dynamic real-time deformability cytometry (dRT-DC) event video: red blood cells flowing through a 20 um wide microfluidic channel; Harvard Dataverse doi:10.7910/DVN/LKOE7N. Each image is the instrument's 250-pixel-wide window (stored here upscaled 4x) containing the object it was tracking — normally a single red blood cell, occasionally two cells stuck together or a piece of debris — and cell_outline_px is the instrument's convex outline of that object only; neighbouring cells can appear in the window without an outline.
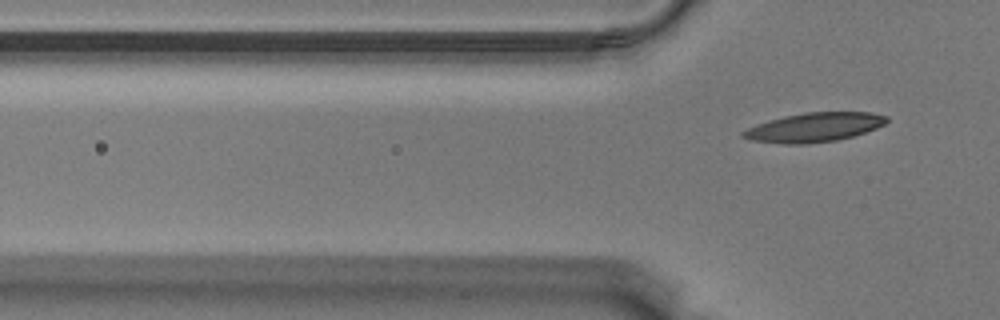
{"species": "Egyptian fruit bat (a non-hibernating species)", "species_latin": "Rousettus aegyptiacus", "temperature_condition": "warm", "stored_images_in_passage": 2, "camera_frame_rate_fps": 3000, "um_per_image_px": 0.085, "animal": {"sex": "male"}, "frame": {"image": 1, "passage_image": 2, "time_ms": 0.333, "image_size_px": [1000, 320], "cell_outline_px": [[888, 120], [884, 124], [876, 128], [852, 136], [836, 140], [808, 144], [784, 144], [752, 140], [740, 136], [740, 132], [756, 124], [768, 120], [784, 116], [804, 112], [868, 112], [888, 116]], "centroid_in_image_um": [69.17, 10.82], "position_along_channel_um": 56.6, "area_um2": 24.39}}